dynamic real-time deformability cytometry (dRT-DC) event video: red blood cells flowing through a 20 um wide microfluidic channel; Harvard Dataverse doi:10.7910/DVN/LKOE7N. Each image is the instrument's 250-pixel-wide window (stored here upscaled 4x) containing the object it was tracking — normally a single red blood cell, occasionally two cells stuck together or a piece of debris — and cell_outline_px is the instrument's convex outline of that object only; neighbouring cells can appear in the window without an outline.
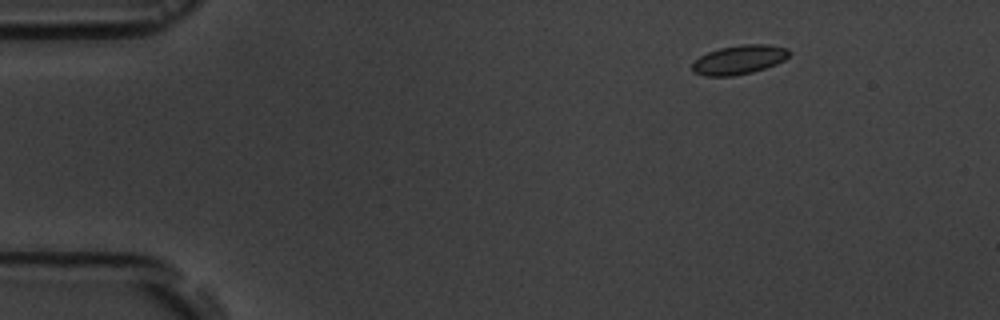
{"species": "common noctule bat (a hibernating species)", "species_latin": "Nyctalus noctula", "temperature_condition": "room temperature", "stored_images_in_passage": 3, "camera_frame_rate_fps": 3000, "um_per_image_px": 0.085, "animal": {"sex": "male", "body_mass_g": 19.5, "forearm_length_mm": 54.6}, "frame": {"image": 1, "passage_image": 1, "time_ms": 0.0, "image_size_px": [1000, 320], "cell_outline_px": [[792, 52], [784, 60], [776, 64], [752, 72], [732, 76], [704, 76], [692, 72], [692, 64], [700, 56], [708, 52], [720, 48], [740, 44], [768, 44], [788, 48]], "centroid_in_image_um": [62.83, 5.07], "position_along_channel_um": 22.2, "area_um2": 16.53}}